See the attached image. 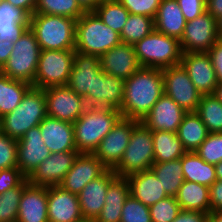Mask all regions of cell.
I'll return each instance as SVG.
<instances>
[{"label": "cell", "mask_w": 222, "mask_h": 222, "mask_svg": "<svg viewBox=\"0 0 222 222\" xmlns=\"http://www.w3.org/2000/svg\"><path fill=\"white\" fill-rule=\"evenodd\" d=\"M180 160L185 181L210 187L217 180L215 165L205 162L196 152H186Z\"/></svg>", "instance_id": "cell-31"}, {"label": "cell", "mask_w": 222, "mask_h": 222, "mask_svg": "<svg viewBox=\"0 0 222 222\" xmlns=\"http://www.w3.org/2000/svg\"><path fill=\"white\" fill-rule=\"evenodd\" d=\"M127 180L130 185V195L148 207L168 197L160 180L151 169L132 174Z\"/></svg>", "instance_id": "cell-26"}, {"label": "cell", "mask_w": 222, "mask_h": 222, "mask_svg": "<svg viewBox=\"0 0 222 222\" xmlns=\"http://www.w3.org/2000/svg\"><path fill=\"white\" fill-rule=\"evenodd\" d=\"M79 222H96L95 220H91V219H83Z\"/></svg>", "instance_id": "cell-59"}, {"label": "cell", "mask_w": 222, "mask_h": 222, "mask_svg": "<svg viewBox=\"0 0 222 222\" xmlns=\"http://www.w3.org/2000/svg\"><path fill=\"white\" fill-rule=\"evenodd\" d=\"M47 214L49 222H79L84 219L78 195L59 185L47 187Z\"/></svg>", "instance_id": "cell-20"}, {"label": "cell", "mask_w": 222, "mask_h": 222, "mask_svg": "<svg viewBox=\"0 0 222 222\" xmlns=\"http://www.w3.org/2000/svg\"><path fill=\"white\" fill-rule=\"evenodd\" d=\"M207 213L200 211L181 210L172 222H206Z\"/></svg>", "instance_id": "cell-50"}, {"label": "cell", "mask_w": 222, "mask_h": 222, "mask_svg": "<svg viewBox=\"0 0 222 222\" xmlns=\"http://www.w3.org/2000/svg\"><path fill=\"white\" fill-rule=\"evenodd\" d=\"M150 169L160 180L167 195L175 197L184 181L181 160L154 163Z\"/></svg>", "instance_id": "cell-35"}, {"label": "cell", "mask_w": 222, "mask_h": 222, "mask_svg": "<svg viewBox=\"0 0 222 222\" xmlns=\"http://www.w3.org/2000/svg\"><path fill=\"white\" fill-rule=\"evenodd\" d=\"M17 167V140L0 131V170Z\"/></svg>", "instance_id": "cell-44"}, {"label": "cell", "mask_w": 222, "mask_h": 222, "mask_svg": "<svg viewBox=\"0 0 222 222\" xmlns=\"http://www.w3.org/2000/svg\"><path fill=\"white\" fill-rule=\"evenodd\" d=\"M186 114L187 112L184 109L164 93L141 119V122L152 131L177 133Z\"/></svg>", "instance_id": "cell-16"}, {"label": "cell", "mask_w": 222, "mask_h": 222, "mask_svg": "<svg viewBox=\"0 0 222 222\" xmlns=\"http://www.w3.org/2000/svg\"><path fill=\"white\" fill-rule=\"evenodd\" d=\"M186 22L206 12V0H177Z\"/></svg>", "instance_id": "cell-47"}, {"label": "cell", "mask_w": 222, "mask_h": 222, "mask_svg": "<svg viewBox=\"0 0 222 222\" xmlns=\"http://www.w3.org/2000/svg\"><path fill=\"white\" fill-rule=\"evenodd\" d=\"M206 11L215 19L222 16V0H206Z\"/></svg>", "instance_id": "cell-53"}, {"label": "cell", "mask_w": 222, "mask_h": 222, "mask_svg": "<svg viewBox=\"0 0 222 222\" xmlns=\"http://www.w3.org/2000/svg\"><path fill=\"white\" fill-rule=\"evenodd\" d=\"M215 173H216L217 180L222 181V161L215 164Z\"/></svg>", "instance_id": "cell-57"}, {"label": "cell", "mask_w": 222, "mask_h": 222, "mask_svg": "<svg viewBox=\"0 0 222 222\" xmlns=\"http://www.w3.org/2000/svg\"><path fill=\"white\" fill-rule=\"evenodd\" d=\"M186 20L177 0H162L154 18V28L159 33L181 39Z\"/></svg>", "instance_id": "cell-29"}, {"label": "cell", "mask_w": 222, "mask_h": 222, "mask_svg": "<svg viewBox=\"0 0 222 222\" xmlns=\"http://www.w3.org/2000/svg\"><path fill=\"white\" fill-rule=\"evenodd\" d=\"M217 35L219 39H222V16L216 19Z\"/></svg>", "instance_id": "cell-58"}, {"label": "cell", "mask_w": 222, "mask_h": 222, "mask_svg": "<svg viewBox=\"0 0 222 222\" xmlns=\"http://www.w3.org/2000/svg\"><path fill=\"white\" fill-rule=\"evenodd\" d=\"M117 175L107 169L101 176L90 181L78 194L81 214L84 219L95 220L105 205V196L110 182Z\"/></svg>", "instance_id": "cell-22"}, {"label": "cell", "mask_w": 222, "mask_h": 222, "mask_svg": "<svg viewBox=\"0 0 222 222\" xmlns=\"http://www.w3.org/2000/svg\"><path fill=\"white\" fill-rule=\"evenodd\" d=\"M107 169L94 154L79 153L59 186L78 195L90 181L101 176Z\"/></svg>", "instance_id": "cell-15"}, {"label": "cell", "mask_w": 222, "mask_h": 222, "mask_svg": "<svg viewBox=\"0 0 222 222\" xmlns=\"http://www.w3.org/2000/svg\"><path fill=\"white\" fill-rule=\"evenodd\" d=\"M164 93L186 112H195L202 94L197 90L183 66L162 69Z\"/></svg>", "instance_id": "cell-10"}, {"label": "cell", "mask_w": 222, "mask_h": 222, "mask_svg": "<svg viewBox=\"0 0 222 222\" xmlns=\"http://www.w3.org/2000/svg\"><path fill=\"white\" fill-rule=\"evenodd\" d=\"M101 69L108 75L127 80L141 68L134 45L120 43L100 56Z\"/></svg>", "instance_id": "cell-21"}, {"label": "cell", "mask_w": 222, "mask_h": 222, "mask_svg": "<svg viewBox=\"0 0 222 222\" xmlns=\"http://www.w3.org/2000/svg\"><path fill=\"white\" fill-rule=\"evenodd\" d=\"M93 12L104 24L121 34L129 11L118 0H102Z\"/></svg>", "instance_id": "cell-37"}, {"label": "cell", "mask_w": 222, "mask_h": 222, "mask_svg": "<svg viewBox=\"0 0 222 222\" xmlns=\"http://www.w3.org/2000/svg\"><path fill=\"white\" fill-rule=\"evenodd\" d=\"M121 117L120 111L115 108L87 106L73 123L76 150L93 154Z\"/></svg>", "instance_id": "cell-2"}, {"label": "cell", "mask_w": 222, "mask_h": 222, "mask_svg": "<svg viewBox=\"0 0 222 222\" xmlns=\"http://www.w3.org/2000/svg\"><path fill=\"white\" fill-rule=\"evenodd\" d=\"M78 154V151L51 153L27 178L28 182L44 187L59 185Z\"/></svg>", "instance_id": "cell-14"}, {"label": "cell", "mask_w": 222, "mask_h": 222, "mask_svg": "<svg viewBox=\"0 0 222 222\" xmlns=\"http://www.w3.org/2000/svg\"><path fill=\"white\" fill-rule=\"evenodd\" d=\"M44 91L47 116L74 123L86 110L85 99L67 85L52 86Z\"/></svg>", "instance_id": "cell-11"}, {"label": "cell", "mask_w": 222, "mask_h": 222, "mask_svg": "<svg viewBox=\"0 0 222 222\" xmlns=\"http://www.w3.org/2000/svg\"><path fill=\"white\" fill-rule=\"evenodd\" d=\"M180 211L181 207L173 196L159 200L149 207L152 222H172Z\"/></svg>", "instance_id": "cell-41"}, {"label": "cell", "mask_w": 222, "mask_h": 222, "mask_svg": "<svg viewBox=\"0 0 222 222\" xmlns=\"http://www.w3.org/2000/svg\"><path fill=\"white\" fill-rule=\"evenodd\" d=\"M134 49L141 67L164 69L181 64L183 52L179 39L155 29L139 40Z\"/></svg>", "instance_id": "cell-6"}, {"label": "cell", "mask_w": 222, "mask_h": 222, "mask_svg": "<svg viewBox=\"0 0 222 222\" xmlns=\"http://www.w3.org/2000/svg\"><path fill=\"white\" fill-rule=\"evenodd\" d=\"M154 164L152 130L141 121L134 127L129 144L120 162L112 169L118 177L128 176L150 170Z\"/></svg>", "instance_id": "cell-7"}, {"label": "cell", "mask_w": 222, "mask_h": 222, "mask_svg": "<svg viewBox=\"0 0 222 222\" xmlns=\"http://www.w3.org/2000/svg\"><path fill=\"white\" fill-rule=\"evenodd\" d=\"M17 222H49L47 214V187L24 181L19 202Z\"/></svg>", "instance_id": "cell-25"}, {"label": "cell", "mask_w": 222, "mask_h": 222, "mask_svg": "<svg viewBox=\"0 0 222 222\" xmlns=\"http://www.w3.org/2000/svg\"><path fill=\"white\" fill-rule=\"evenodd\" d=\"M208 134L205 124L196 112H187L177 131L186 152H195Z\"/></svg>", "instance_id": "cell-32"}, {"label": "cell", "mask_w": 222, "mask_h": 222, "mask_svg": "<svg viewBox=\"0 0 222 222\" xmlns=\"http://www.w3.org/2000/svg\"><path fill=\"white\" fill-rule=\"evenodd\" d=\"M75 49L41 50L33 87L46 89L67 85Z\"/></svg>", "instance_id": "cell-9"}, {"label": "cell", "mask_w": 222, "mask_h": 222, "mask_svg": "<svg viewBox=\"0 0 222 222\" xmlns=\"http://www.w3.org/2000/svg\"><path fill=\"white\" fill-rule=\"evenodd\" d=\"M120 222H152L149 207L129 195L124 202Z\"/></svg>", "instance_id": "cell-43"}, {"label": "cell", "mask_w": 222, "mask_h": 222, "mask_svg": "<svg viewBox=\"0 0 222 222\" xmlns=\"http://www.w3.org/2000/svg\"><path fill=\"white\" fill-rule=\"evenodd\" d=\"M216 19L207 11L186 22L180 45L183 53L208 52L218 40Z\"/></svg>", "instance_id": "cell-13"}, {"label": "cell", "mask_w": 222, "mask_h": 222, "mask_svg": "<svg viewBox=\"0 0 222 222\" xmlns=\"http://www.w3.org/2000/svg\"><path fill=\"white\" fill-rule=\"evenodd\" d=\"M175 198L181 210L200 211L207 214L211 212L207 186L184 180Z\"/></svg>", "instance_id": "cell-30"}, {"label": "cell", "mask_w": 222, "mask_h": 222, "mask_svg": "<svg viewBox=\"0 0 222 222\" xmlns=\"http://www.w3.org/2000/svg\"><path fill=\"white\" fill-rule=\"evenodd\" d=\"M207 53L215 69L218 83L222 82V39H218Z\"/></svg>", "instance_id": "cell-48"}, {"label": "cell", "mask_w": 222, "mask_h": 222, "mask_svg": "<svg viewBox=\"0 0 222 222\" xmlns=\"http://www.w3.org/2000/svg\"><path fill=\"white\" fill-rule=\"evenodd\" d=\"M130 195L127 178L116 176L109 184L105 205L95 219L96 222H120L125 200Z\"/></svg>", "instance_id": "cell-27"}, {"label": "cell", "mask_w": 222, "mask_h": 222, "mask_svg": "<svg viewBox=\"0 0 222 222\" xmlns=\"http://www.w3.org/2000/svg\"><path fill=\"white\" fill-rule=\"evenodd\" d=\"M30 15L7 1L0 2V40L16 42L29 28Z\"/></svg>", "instance_id": "cell-28"}, {"label": "cell", "mask_w": 222, "mask_h": 222, "mask_svg": "<svg viewBox=\"0 0 222 222\" xmlns=\"http://www.w3.org/2000/svg\"><path fill=\"white\" fill-rule=\"evenodd\" d=\"M13 44L14 42L9 40H0V69L4 66L10 57V54L13 50Z\"/></svg>", "instance_id": "cell-52"}, {"label": "cell", "mask_w": 222, "mask_h": 222, "mask_svg": "<svg viewBox=\"0 0 222 222\" xmlns=\"http://www.w3.org/2000/svg\"><path fill=\"white\" fill-rule=\"evenodd\" d=\"M39 128L44 144L51 153L77 151L73 123L46 116Z\"/></svg>", "instance_id": "cell-24"}, {"label": "cell", "mask_w": 222, "mask_h": 222, "mask_svg": "<svg viewBox=\"0 0 222 222\" xmlns=\"http://www.w3.org/2000/svg\"><path fill=\"white\" fill-rule=\"evenodd\" d=\"M98 55L84 54L75 51L74 63L67 86L83 97L88 106V93H93L95 76L101 71Z\"/></svg>", "instance_id": "cell-18"}, {"label": "cell", "mask_w": 222, "mask_h": 222, "mask_svg": "<svg viewBox=\"0 0 222 222\" xmlns=\"http://www.w3.org/2000/svg\"><path fill=\"white\" fill-rule=\"evenodd\" d=\"M78 19L85 11L77 0H37L35 12Z\"/></svg>", "instance_id": "cell-39"}, {"label": "cell", "mask_w": 222, "mask_h": 222, "mask_svg": "<svg viewBox=\"0 0 222 222\" xmlns=\"http://www.w3.org/2000/svg\"><path fill=\"white\" fill-rule=\"evenodd\" d=\"M31 86L27 82L14 80L0 73V118L19 106Z\"/></svg>", "instance_id": "cell-34"}, {"label": "cell", "mask_w": 222, "mask_h": 222, "mask_svg": "<svg viewBox=\"0 0 222 222\" xmlns=\"http://www.w3.org/2000/svg\"><path fill=\"white\" fill-rule=\"evenodd\" d=\"M195 112L209 133H222V103L214 94L202 95Z\"/></svg>", "instance_id": "cell-36"}, {"label": "cell", "mask_w": 222, "mask_h": 222, "mask_svg": "<svg viewBox=\"0 0 222 222\" xmlns=\"http://www.w3.org/2000/svg\"><path fill=\"white\" fill-rule=\"evenodd\" d=\"M136 119L121 117L112 130L101 140L94 155L108 168L113 169L122 159L129 144Z\"/></svg>", "instance_id": "cell-12"}, {"label": "cell", "mask_w": 222, "mask_h": 222, "mask_svg": "<svg viewBox=\"0 0 222 222\" xmlns=\"http://www.w3.org/2000/svg\"><path fill=\"white\" fill-rule=\"evenodd\" d=\"M211 212H222V181L216 180L209 187Z\"/></svg>", "instance_id": "cell-49"}, {"label": "cell", "mask_w": 222, "mask_h": 222, "mask_svg": "<svg viewBox=\"0 0 222 222\" xmlns=\"http://www.w3.org/2000/svg\"><path fill=\"white\" fill-rule=\"evenodd\" d=\"M46 116L45 91L31 86L19 106L0 118V131L18 141L29 129L38 126Z\"/></svg>", "instance_id": "cell-3"}, {"label": "cell", "mask_w": 222, "mask_h": 222, "mask_svg": "<svg viewBox=\"0 0 222 222\" xmlns=\"http://www.w3.org/2000/svg\"><path fill=\"white\" fill-rule=\"evenodd\" d=\"M154 19L140 14H129L120 34L122 43L135 45L154 30Z\"/></svg>", "instance_id": "cell-38"}, {"label": "cell", "mask_w": 222, "mask_h": 222, "mask_svg": "<svg viewBox=\"0 0 222 222\" xmlns=\"http://www.w3.org/2000/svg\"><path fill=\"white\" fill-rule=\"evenodd\" d=\"M205 162L217 164L222 161V133H209L195 151Z\"/></svg>", "instance_id": "cell-42"}, {"label": "cell", "mask_w": 222, "mask_h": 222, "mask_svg": "<svg viewBox=\"0 0 222 222\" xmlns=\"http://www.w3.org/2000/svg\"><path fill=\"white\" fill-rule=\"evenodd\" d=\"M102 0H77L85 12L93 11Z\"/></svg>", "instance_id": "cell-54"}, {"label": "cell", "mask_w": 222, "mask_h": 222, "mask_svg": "<svg viewBox=\"0 0 222 222\" xmlns=\"http://www.w3.org/2000/svg\"><path fill=\"white\" fill-rule=\"evenodd\" d=\"M13 6L25 10L30 16L35 12L37 0H5Z\"/></svg>", "instance_id": "cell-51"}, {"label": "cell", "mask_w": 222, "mask_h": 222, "mask_svg": "<svg viewBox=\"0 0 222 222\" xmlns=\"http://www.w3.org/2000/svg\"><path fill=\"white\" fill-rule=\"evenodd\" d=\"M24 182L0 195V222H17Z\"/></svg>", "instance_id": "cell-40"}, {"label": "cell", "mask_w": 222, "mask_h": 222, "mask_svg": "<svg viewBox=\"0 0 222 222\" xmlns=\"http://www.w3.org/2000/svg\"><path fill=\"white\" fill-rule=\"evenodd\" d=\"M40 46L34 33L28 28L13 44V50L0 73L14 80H20L33 86Z\"/></svg>", "instance_id": "cell-8"}, {"label": "cell", "mask_w": 222, "mask_h": 222, "mask_svg": "<svg viewBox=\"0 0 222 222\" xmlns=\"http://www.w3.org/2000/svg\"><path fill=\"white\" fill-rule=\"evenodd\" d=\"M121 43L120 34L108 27L93 12L76 20L75 51L99 57Z\"/></svg>", "instance_id": "cell-5"}, {"label": "cell", "mask_w": 222, "mask_h": 222, "mask_svg": "<svg viewBox=\"0 0 222 222\" xmlns=\"http://www.w3.org/2000/svg\"><path fill=\"white\" fill-rule=\"evenodd\" d=\"M154 163L180 159L186 150L177 133L167 131H152Z\"/></svg>", "instance_id": "cell-33"}, {"label": "cell", "mask_w": 222, "mask_h": 222, "mask_svg": "<svg viewBox=\"0 0 222 222\" xmlns=\"http://www.w3.org/2000/svg\"><path fill=\"white\" fill-rule=\"evenodd\" d=\"M76 19L65 16L34 13L29 28L41 50L75 49Z\"/></svg>", "instance_id": "cell-4"}, {"label": "cell", "mask_w": 222, "mask_h": 222, "mask_svg": "<svg viewBox=\"0 0 222 222\" xmlns=\"http://www.w3.org/2000/svg\"><path fill=\"white\" fill-rule=\"evenodd\" d=\"M130 14L155 18L162 0H118Z\"/></svg>", "instance_id": "cell-45"}, {"label": "cell", "mask_w": 222, "mask_h": 222, "mask_svg": "<svg viewBox=\"0 0 222 222\" xmlns=\"http://www.w3.org/2000/svg\"><path fill=\"white\" fill-rule=\"evenodd\" d=\"M206 222H222V212H210Z\"/></svg>", "instance_id": "cell-55"}, {"label": "cell", "mask_w": 222, "mask_h": 222, "mask_svg": "<svg viewBox=\"0 0 222 222\" xmlns=\"http://www.w3.org/2000/svg\"><path fill=\"white\" fill-rule=\"evenodd\" d=\"M124 81L101 70L94 79L93 93H88V106L120 110L123 102Z\"/></svg>", "instance_id": "cell-23"}, {"label": "cell", "mask_w": 222, "mask_h": 222, "mask_svg": "<svg viewBox=\"0 0 222 222\" xmlns=\"http://www.w3.org/2000/svg\"><path fill=\"white\" fill-rule=\"evenodd\" d=\"M50 154L42 139L39 125L29 129L17 141V167L27 178Z\"/></svg>", "instance_id": "cell-17"}, {"label": "cell", "mask_w": 222, "mask_h": 222, "mask_svg": "<svg viewBox=\"0 0 222 222\" xmlns=\"http://www.w3.org/2000/svg\"><path fill=\"white\" fill-rule=\"evenodd\" d=\"M181 65L202 95L213 94L218 84L215 69L207 52L183 53Z\"/></svg>", "instance_id": "cell-19"}, {"label": "cell", "mask_w": 222, "mask_h": 222, "mask_svg": "<svg viewBox=\"0 0 222 222\" xmlns=\"http://www.w3.org/2000/svg\"><path fill=\"white\" fill-rule=\"evenodd\" d=\"M213 94L222 103V82L217 84Z\"/></svg>", "instance_id": "cell-56"}, {"label": "cell", "mask_w": 222, "mask_h": 222, "mask_svg": "<svg viewBox=\"0 0 222 222\" xmlns=\"http://www.w3.org/2000/svg\"><path fill=\"white\" fill-rule=\"evenodd\" d=\"M163 94L162 69L141 67L124 81L120 114L141 121Z\"/></svg>", "instance_id": "cell-1"}, {"label": "cell", "mask_w": 222, "mask_h": 222, "mask_svg": "<svg viewBox=\"0 0 222 222\" xmlns=\"http://www.w3.org/2000/svg\"><path fill=\"white\" fill-rule=\"evenodd\" d=\"M26 179L18 167L0 170V195L20 186Z\"/></svg>", "instance_id": "cell-46"}]
</instances>
